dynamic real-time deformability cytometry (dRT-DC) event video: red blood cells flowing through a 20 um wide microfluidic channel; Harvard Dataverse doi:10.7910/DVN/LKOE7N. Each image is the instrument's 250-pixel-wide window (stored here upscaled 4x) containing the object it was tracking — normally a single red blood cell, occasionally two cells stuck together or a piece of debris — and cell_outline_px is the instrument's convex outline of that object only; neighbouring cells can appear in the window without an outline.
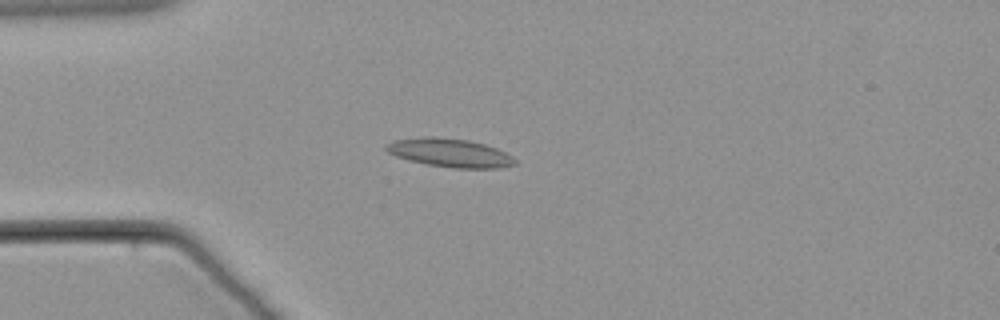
{"species": "common noctule bat (a hibernating species)", "species_latin": "Nyctalus noctula", "temperature_condition": "warm", "stored_images_in_passage": 41, "camera_frame_rate_fps": 3000, "um_per_image_px": 0.085, "animal": {"sex": "male", "body_mass_g": 21.5, "forearm_length_mm": 52.0}, "frame": {"image": 1, "passage_image": 1, "time_ms": 0.0, "image_size_px": [1000, 320], "cell_outline_px": [[516, 164], [496, 168], [452, 168], [428, 164], [408, 160], [396, 156], [388, 152], [384, 148], [392, 140], [420, 136], [436, 136], [468, 140], [484, 144], [496, 148], [512, 156], [516, 160]], "centroid_in_image_um": [38.2, 12.97], "position_along_channel_um": 46.8, "area_um2": 21.44}}
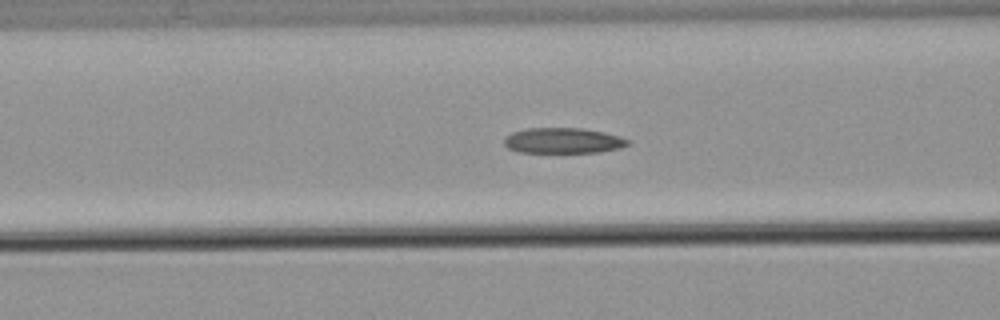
{"frame": {"image": 2, "passage_image": 9, "time_ms": 2.667, "image_size_px": [1000, 320], "cell_outline_px": [[632, 140], [628, 144], [620, 148], [600, 152], [516, 152], [508, 148], [504, 144], [504, 140], [512, 132], [528, 128], [580, 128], [604, 132], [620, 136]], "centroid_in_image_um": [47.89, 11.95], "position_along_channel_um": 118.7, "area_um2": 18.38}}
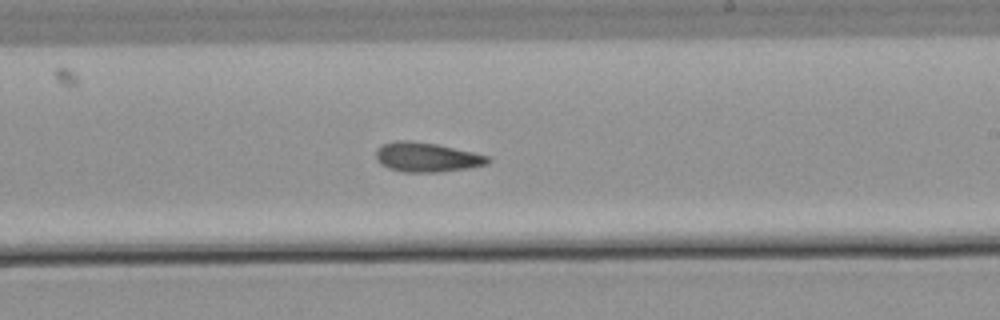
{"frame": {"image": 3, "passage_image": 21, "time_ms": 6.667, "image_size_px": [1000, 320], "cell_outline_px": [[492, 160], [488, 164], [468, 168], [440, 172], [404, 172], [388, 168], [380, 164], [376, 160], [376, 152], [380, 144], [396, 140], [408, 140], [436, 144], [472, 152], [488, 156]], "centroid_in_image_um": [36.24, 13.36], "position_along_channel_um": 252.8, "area_um2": 19.31}}